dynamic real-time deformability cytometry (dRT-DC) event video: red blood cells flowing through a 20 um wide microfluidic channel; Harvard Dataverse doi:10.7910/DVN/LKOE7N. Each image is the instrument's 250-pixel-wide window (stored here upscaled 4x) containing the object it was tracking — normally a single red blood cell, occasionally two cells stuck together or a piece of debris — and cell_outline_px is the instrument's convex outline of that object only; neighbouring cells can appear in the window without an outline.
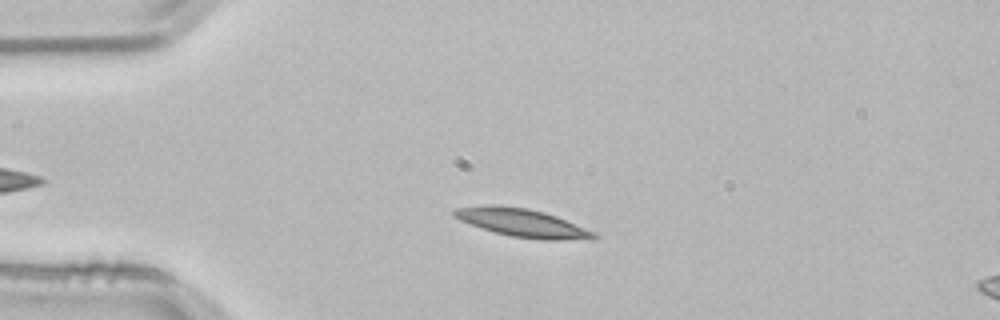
{"species": "common noctule bat (a hibernating species)", "species_latin": "Nyctalus noctula", "temperature_condition": "room temperature", "stored_images_in_passage": 47, "camera_frame_rate_fps": 3000, "um_per_image_px": 0.085, "animal": {"sex": "male", "body_mass_g": 21.5, "forearm_length_mm": 52.0}, "frame": {"image": 1, "passage_image": 11, "time_ms": 3.333, "image_size_px": [1000, 320], "cell_outline_px": [[600, 236], [592, 240], [540, 240], [512, 236], [496, 232], [460, 220], [452, 216], [452, 212], [456, 208], [484, 204], [500, 204], [528, 208], [544, 212], [556, 216], [596, 232]], "centroid_in_image_um": [44.44, 18.93], "position_along_channel_um": 40.6, "area_um2": 23.18}}
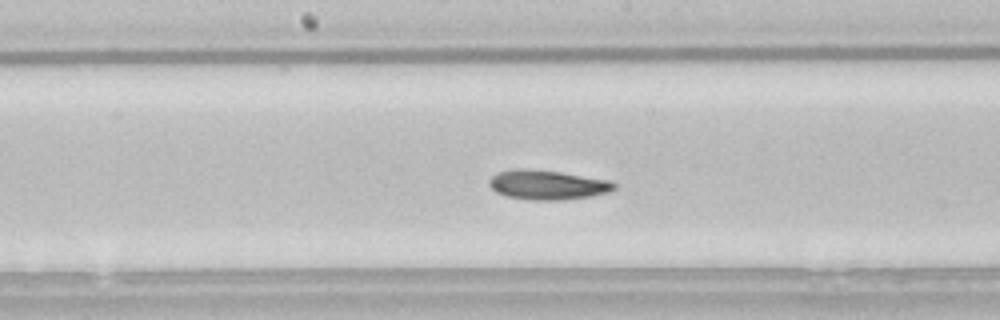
{"frame": {"image": 2, "passage_image": 26, "time_ms": 8.333, "image_size_px": [1000, 320], "cell_outline_px": [[616, 188], [608, 192], [592, 196], [564, 200], [532, 200], [508, 196], [496, 192], [488, 184], [488, 180], [496, 172], [516, 168], [528, 168], [560, 172], [608, 180], [616, 184]], "centroid_in_image_um": [46.5, 15.7], "position_along_channel_um": 201.7, "area_um2": 21.56}}
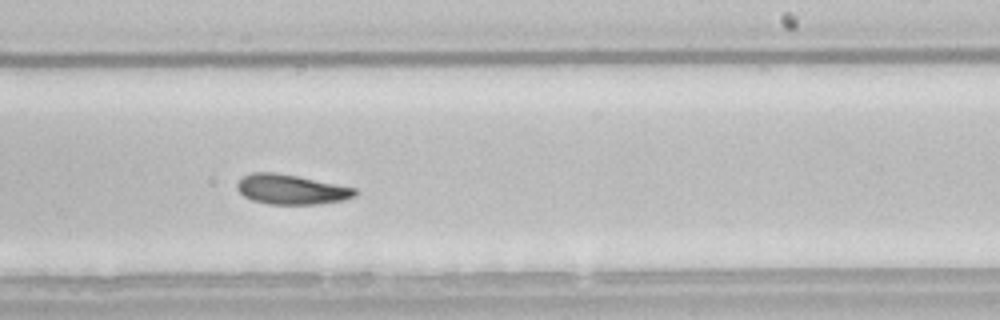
{"frame": {"image": 3, "passage_image": 31, "time_ms": 10.0, "image_size_px": [1000, 320], "cell_outline_px": [[356, 196], [344, 200], [316, 204], [268, 204], [252, 200], [244, 196], [236, 188], [236, 184], [244, 176], [252, 172], [276, 172], [356, 188]], "centroid_in_image_um": [24.74, 16.1], "position_along_channel_um": 264.3, "area_um2": 20.35}, "authors_computed_cell_mechanics": {"area_um2": 20.9814, "velocity_mm_per_s": 3.7793, "shape_relaxation_time_tau1_ms": 3.8763, "shape_relaxation_time_tau2_ms": 5.4304, "deformation_change_tau1": 0.1374, "deformation_change_tau2": 0.1234}}